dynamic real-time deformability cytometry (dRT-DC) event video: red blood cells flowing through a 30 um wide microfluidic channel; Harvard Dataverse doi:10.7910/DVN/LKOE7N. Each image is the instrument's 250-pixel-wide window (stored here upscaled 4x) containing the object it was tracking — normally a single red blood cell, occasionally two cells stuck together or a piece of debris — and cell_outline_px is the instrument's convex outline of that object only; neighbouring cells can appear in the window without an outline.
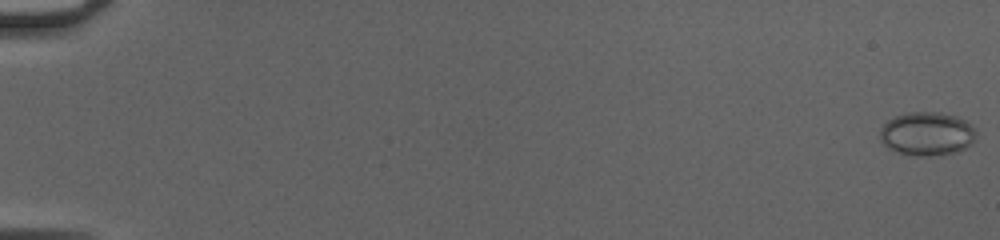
{"species": "common noctule bat (a hibernating species)", "species_latin": "Nyctalus noctula", "temperature_condition": "cold", "stored_images_in_passage": 28, "camera_frame_rate_fps": 3000, "um_per_image_px": 0.085, "animal": {"sex": "female", "body_mass_g": 20.0, "forearm_length_mm": 54.0}, "frame": {"image": 1, "passage_image": 1, "time_ms": 0.0, "image_size_px": [1000, 240], "cell_outline_px": [[976, 140], [972, 144], [956, 152], [932, 156], [908, 156], [888, 148], [880, 140], [880, 128], [892, 116], [908, 112], [940, 112], [956, 116], [964, 120], [976, 128]], "centroid_in_image_um": [78.79, 11.37], "position_along_channel_um": 6.2, "area_um2": 24.85}}
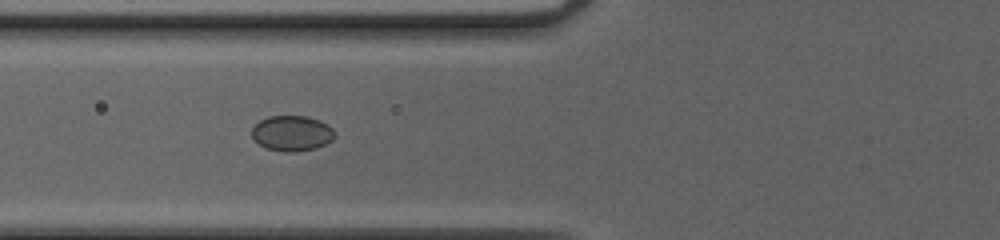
{"frame": {"image": 2, "passage_image": 22, "time_ms": 7.0, "image_size_px": [1000, 240], "cell_outline_px": [[336, 136], [332, 140], [316, 148], [296, 152], [288, 152], [264, 148], [252, 136], [252, 128], [260, 120], [268, 116], [308, 116], [320, 120], [332, 128]], "centroid_in_image_um": [24.82, 11.32], "position_along_channel_um": 101.0, "area_um2": 17.11}}
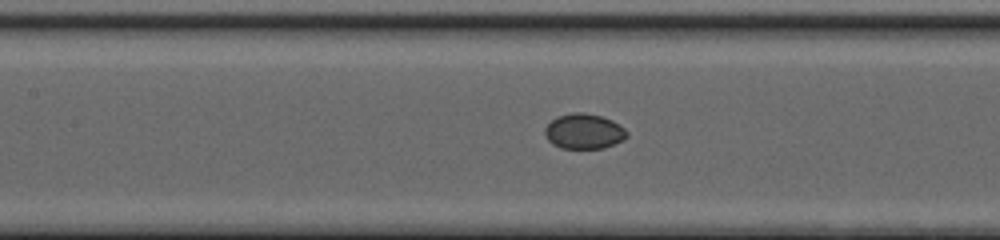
{"frame": {"image": 3, "passage_image": 26, "time_ms": 8.333, "image_size_px": [1000, 240], "cell_outline_px": [[628, 136], [624, 140], [604, 148], [560, 148], [552, 144], [548, 140], [544, 132], [544, 128], [556, 116], [572, 112], [584, 112], [600, 116], [612, 120], [624, 128], [628, 132]], "centroid_in_image_um": [49.63, 11.16], "position_along_channel_um": 157.8, "area_um2": 16.94}}